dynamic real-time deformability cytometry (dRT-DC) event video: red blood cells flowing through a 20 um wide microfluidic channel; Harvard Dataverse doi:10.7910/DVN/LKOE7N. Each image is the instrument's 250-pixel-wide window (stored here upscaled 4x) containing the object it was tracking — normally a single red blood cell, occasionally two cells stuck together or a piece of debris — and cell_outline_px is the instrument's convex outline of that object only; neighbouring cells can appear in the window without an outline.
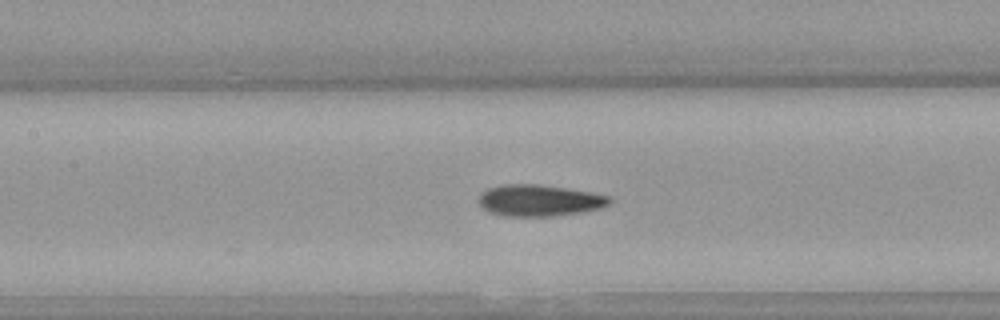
{"species": "Egyptian fruit bat (a non-hibernating species)", "species_latin": "Rousettus aegyptiacus", "temperature_condition": "warm", "stored_images_in_passage": 48, "camera_frame_rate_fps": 3000, "um_per_image_px": 0.085, "animal": {"sex": "female"}, "frame": {"image": 1, "passage_image": 21, "time_ms": 6.667, "image_size_px": [1000, 320], "cell_outline_px": [[612, 204], [600, 208], [584, 212], [552, 216], [504, 216], [492, 212], [484, 208], [480, 204], [480, 192], [488, 188], [504, 184], [540, 184], [592, 192], [612, 196]], "centroid_in_image_um": [45.91, 17.03], "position_along_channel_um": 161.5, "area_um2": 24.16}}
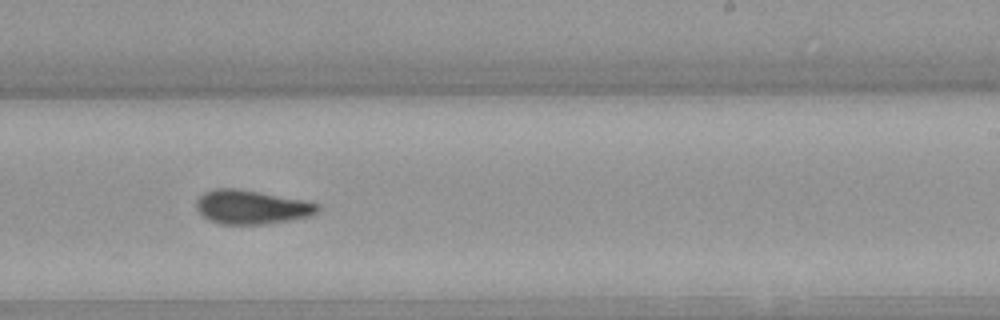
{"frame": {"image": 2, "passage_image": 29, "time_ms": 9.333, "image_size_px": [1000, 320], "cell_outline_px": [[320, 208], [316, 212], [308, 216], [288, 220], [264, 224], [216, 224], [208, 220], [196, 208], [196, 200], [204, 192], [216, 188], [236, 188], [304, 200], [320, 204]], "centroid_in_image_um": [21.34, 17.6], "position_along_channel_um": 267.7, "area_um2": 23.87}}
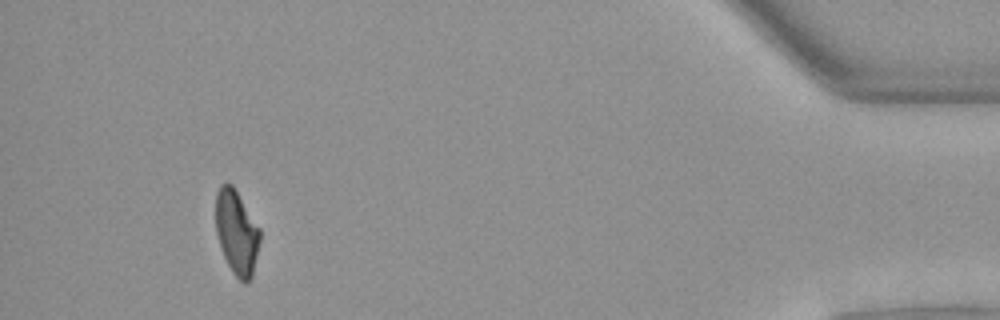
{"frame": {"image": 3, "passage_image": 45, "time_ms": 14.667, "image_size_px": [1000, 320], "cell_outline_px": [[260, 240], [252, 276], [248, 284], [244, 284], [232, 272], [224, 256], [216, 232], [216, 192], [220, 184], [232, 184], [260, 228]], "centroid_in_image_um": [20.12, 19.76], "position_along_channel_um": 415.1, "area_um2": 21.62}, "authors_computed_cell_mechanics": {"area_um2": 23.3801, "velocity_mm_per_s": 3.999, "shape_relaxation_time_tau1_ms": 7.7368, "shape_relaxation_time_tau2_ms": 5.3352, "deformation_change_tau1": 0.2258, "deformation_change_tau2": 0.1117}}